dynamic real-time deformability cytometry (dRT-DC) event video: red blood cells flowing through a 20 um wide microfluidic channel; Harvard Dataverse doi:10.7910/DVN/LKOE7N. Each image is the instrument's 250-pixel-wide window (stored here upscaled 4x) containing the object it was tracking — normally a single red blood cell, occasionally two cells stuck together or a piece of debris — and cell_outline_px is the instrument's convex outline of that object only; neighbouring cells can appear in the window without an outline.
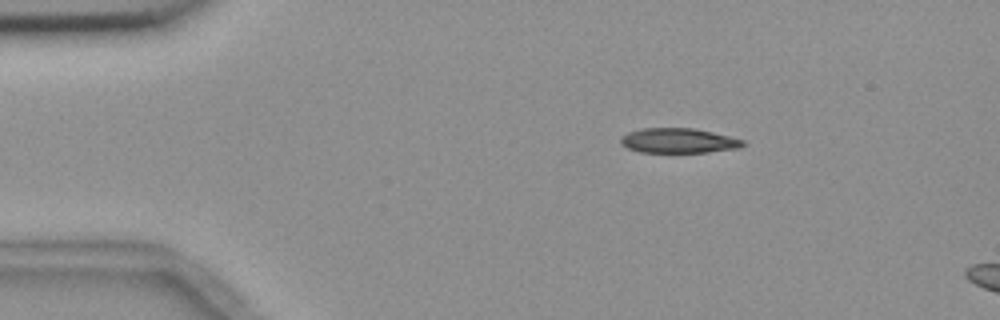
{"species": "common noctule bat (a hibernating species)", "species_latin": "Nyctalus noctula", "temperature_condition": "room temperature", "stored_images_in_passage": 3, "camera_frame_rate_fps": 3000, "um_per_image_px": 0.085, "animal": {"sex": "female", "body_mass_g": 18.4}, "frame": {"image": 1, "passage_image": 1, "time_ms": 0.0, "image_size_px": [1000, 320], "cell_outline_px": [[748, 144], [740, 148], [708, 152], [640, 152], [628, 148], [620, 144], [620, 136], [628, 132], [644, 128], [692, 128], [712, 132], [744, 140]], "centroid_in_image_um": [57.68, 11.96], "position_along_channel_um": 27.3, "area_um2": 17.74}}